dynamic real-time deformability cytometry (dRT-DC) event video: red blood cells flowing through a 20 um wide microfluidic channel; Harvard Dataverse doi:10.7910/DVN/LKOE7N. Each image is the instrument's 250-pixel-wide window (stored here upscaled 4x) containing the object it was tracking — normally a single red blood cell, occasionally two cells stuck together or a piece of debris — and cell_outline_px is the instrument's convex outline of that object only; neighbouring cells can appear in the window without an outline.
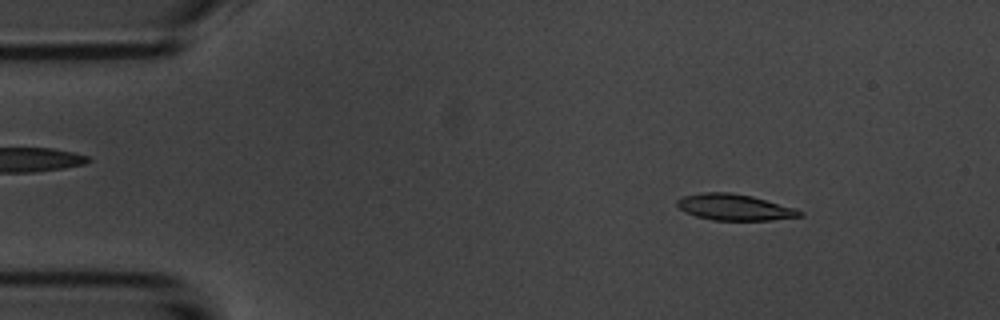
{"species": "common noctule bat (a hibernating species)", "species_latin": "Nyctalus noctula", "temperature_condition": "room temperature", "stored_images_in_passage": 53, "camera_frame_rate_fps": 3000, "um_per_image_px": 0.085, "animal": {"sex": "male", "body_mass_g": 20.1, "forearm_length_mm": 53.5}, "frame": {"image": 1, "passage_image": 6, "time_ms": 1.667, "image_size_px": [1000, 320], "cell_outline_px": [[804, 216], [772, 220], [712, 220], [696, 216], [684, 212], [676, 204], [676, 200], [684, 196], [704, 192], [732, 192], [752, 196], [796, 208], [804, 212]], "centroid_in_image_um": [62.46, 17.61], "position_along_channel_um": 22.5, "area_um2": 18.84}}
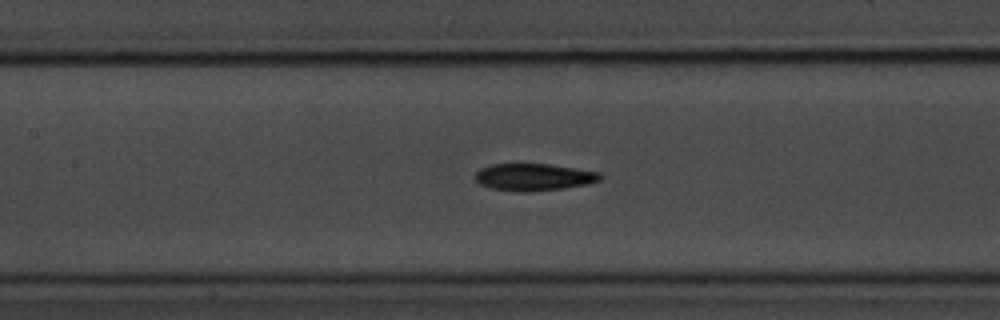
{"frame": {"image": 2, "passage_image": 23, "time_ms": 7.333, "image_size_px": [1000, 320], "cell_outline_px": [[600, 180], [588, 184], [564, 188], [528, 192], [516, 192], [492, 188], [480, 184], [476, 180], [476, 172], [480, 168], [492, 164], [548, 164], [600, 172]], "centroid_in_image_um": [45.36, 15.06], "position_along_channel_um": 162.0, "area_um2": 19.65}}
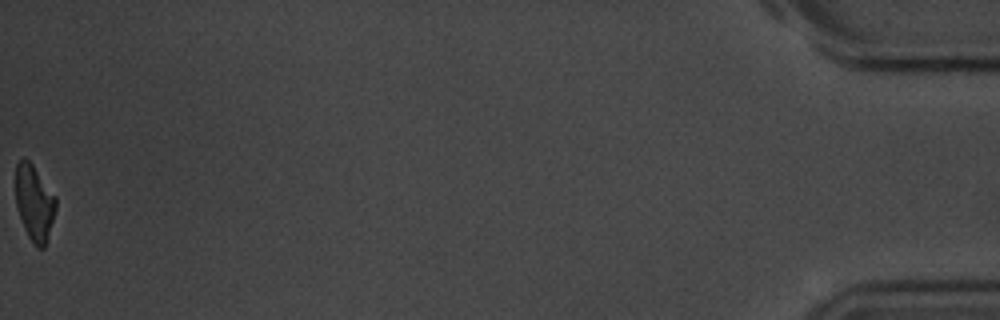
{"frame": {"image": 3, "passage_image": 53, "time_ms": 17.333, "image_size_px": [1000, 320], "cell_outline_px": [[56, 208], [48, 236], [44, 248], [36, 248], [28, 236], [24, 228], [16, 208], [16, 164], [24, 156], [32, 164], [56, 196]], "centroid_in_image_um": [2.91, 17.24], "position_along_channel_um": 432.3, "area_um2": 17.74}, "authors_computed_cell_mechanics": {"area_um2": 19.363, "velocity_mm_per_s": 3.7147, "shape_relaxation_time_tau1_ms": 3.878, "shape_relaxation_time_tau2_ms": null, "deformation_change_tau1": 0.164, "deformation_change_tau2": null}}